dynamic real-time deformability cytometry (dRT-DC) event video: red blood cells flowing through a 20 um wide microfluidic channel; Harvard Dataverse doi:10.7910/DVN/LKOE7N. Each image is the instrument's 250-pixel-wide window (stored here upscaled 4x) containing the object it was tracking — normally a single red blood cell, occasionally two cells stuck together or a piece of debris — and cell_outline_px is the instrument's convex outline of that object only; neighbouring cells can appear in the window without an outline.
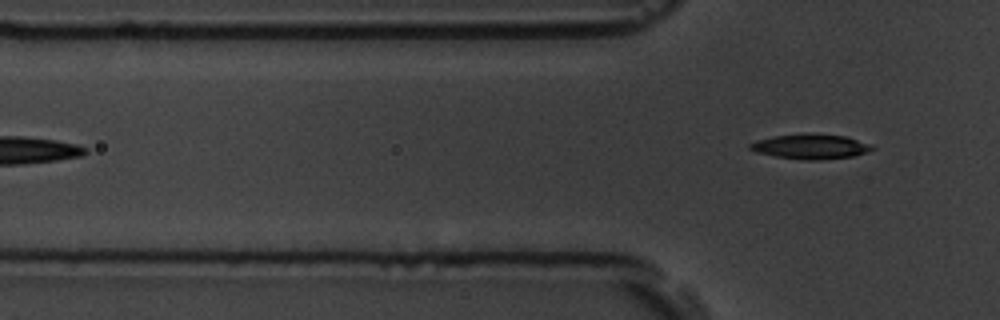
{"species": "common noctule bat (a hibernating species)", "species_latin": "Nyctalus noctula", "temperature_condition": "room temperature", "stored_images_in_passage": 7, "camera_frame_rate_fps": 3000, "um_per_image_px": 0.085, "animal": {"sex": "male", "body_mass_g": 19.5, "forearm_length_mm": 54.6}, "frame": {"image": 1, "passage_image": 7, "time_ms": 7.0, "image_size_px": [1000, 320], "cell_outline_px": [[876, 148], [852, 156], [816, 160], [808, 160], [776, 156], [756, 152], [748, 148], [748, 144], [756, 140], [772, 136], [844, 136], [868, 144]], "centroid_in_image_um": [68.83, 12.49], "position_along_channel_um": 57.0, "area_um2": 16.53}}